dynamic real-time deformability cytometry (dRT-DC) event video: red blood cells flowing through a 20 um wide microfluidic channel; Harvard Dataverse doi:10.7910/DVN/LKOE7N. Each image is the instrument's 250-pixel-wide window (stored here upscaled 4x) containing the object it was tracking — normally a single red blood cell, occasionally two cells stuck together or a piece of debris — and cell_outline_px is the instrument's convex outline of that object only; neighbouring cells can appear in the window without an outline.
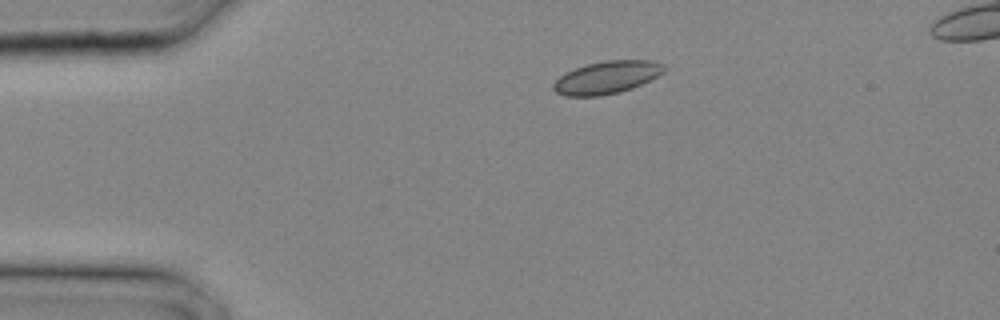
{"species": "common noctule bat (a hibernating species)", "species_latin": "Nyctalus noctula", "temperature_condition": "cold", "stored_images_in_passage": 20, "camera_frame_rate_fps": 3000, "um_per_image_px": 0.085, "animal": {"sex": "male", "body_mass_g": 20.4}, "frame": {"image": 1, "passage_image": 1, "time_ms": 0.0, "image_size_px": [1000, 320], "cell_outline_px": [[668, 68], [664, 72], [632, 88], [620, 92], [600, 96], [564, 96], [556, 92], [552, 88], [552, 84], [560, 76], [576, 68], [588, 64], [608, 60], [652, 60], [664, 64]], "centroid_in_image_um": [51.59, 6.58], "position_along_channel_um": 33.4, "area_um2": 20.92}}
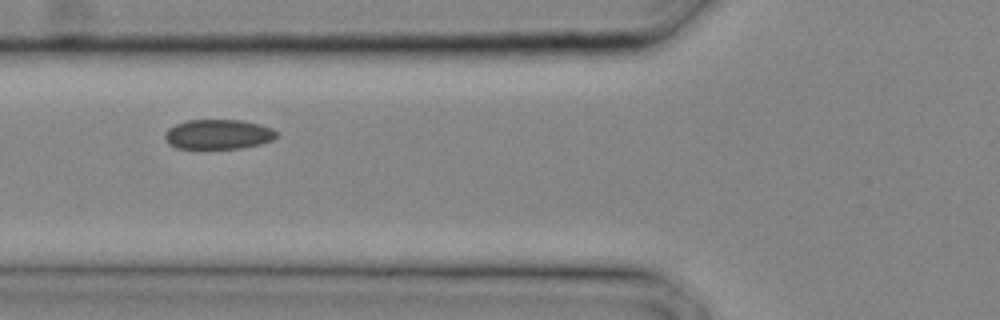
{"frame": {"image": 2, "passage_image": 6, "time_ms": 1.667, "image_size_px": [1000, 320], "cell_outline_px": [[276, 136], [272, 140], [260, 144], [240, 148], [176, 148], [168, 144], [164, 136], [164, 132], [168, 128], [176, 124], [188, 120], [240, 120], [260, 124], [272, 128], [276, 132]], "centroid_in_image_um": [18.52, 11.41], "position_along_channel_um": 107.3, "area_um2": 19.31}}
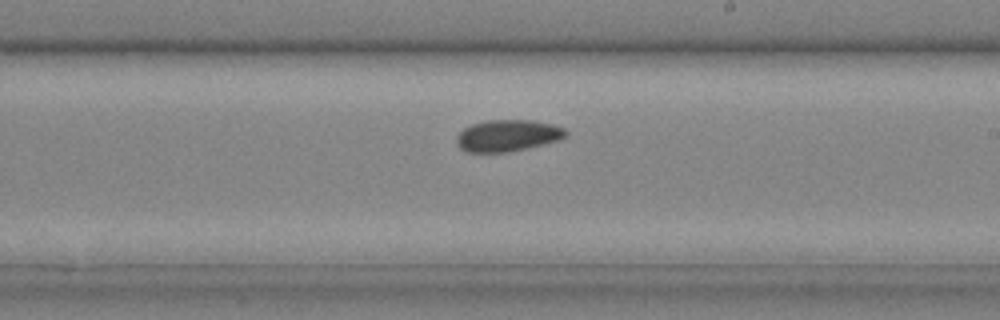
{"frame": {"image": 3, "passage_image": 12, "time_ms": 3.667, "image_size_px": [1000, 320], "cell_outline_px": [[568, 136], [556, 140], [508, 152], [468, 152], [460, 148], [456, 144], [456, 136], [464, 128], [472, 124], [488, 120], [532, 120], [552, 124], [564, 128], [568, 132]], "centroid_in_image_um": [43.12, 11.51], "position_along_channel_um": 245.9, "area_um2": 19.94}}